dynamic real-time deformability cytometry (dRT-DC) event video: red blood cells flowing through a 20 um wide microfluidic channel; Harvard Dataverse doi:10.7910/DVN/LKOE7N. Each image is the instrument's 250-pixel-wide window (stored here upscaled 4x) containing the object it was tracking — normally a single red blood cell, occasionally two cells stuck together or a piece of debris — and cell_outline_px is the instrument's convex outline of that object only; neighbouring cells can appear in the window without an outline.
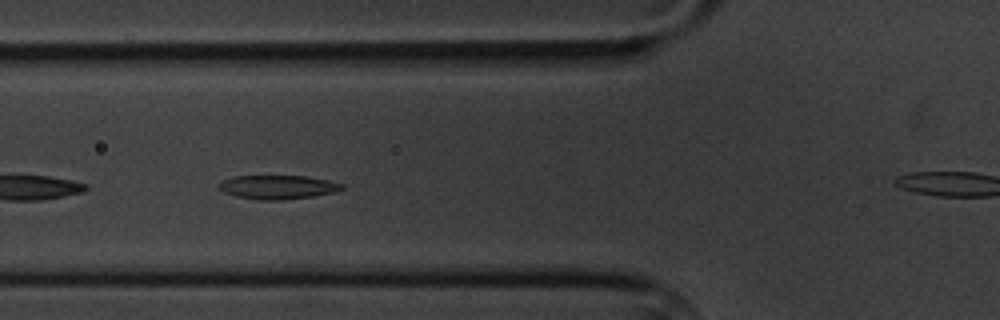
{"species": "common noctule bat (a hibernating species)", "species_latin": "Nyctalus noctula", "temperature_condition": "cold", "stored_images_in_passage": 7, "camera_frame_rate_fps": 3000, "um_per_image_px": 0.085, "animal": {"sex": "male", "body_mass_g": 20.1, "forearm_length_mm": 53.5}, "frame": {"image": 1, "passage_image": 5, "time_ms": 5.667, "image_size_px": [1000, 320], "cell_outline_px": [[344, 188], [336, 192], [312, 196], [284, 200], [256, 200], [236, 196], [224, 192], [216, 188], [224, 180], [232, 176], [304, 176], [328, 180], [344, 184]], "centroid_in_image_um": [23.61, 15.91], "position_along_channel_um": 102.2, "area_um2": 17.17}}